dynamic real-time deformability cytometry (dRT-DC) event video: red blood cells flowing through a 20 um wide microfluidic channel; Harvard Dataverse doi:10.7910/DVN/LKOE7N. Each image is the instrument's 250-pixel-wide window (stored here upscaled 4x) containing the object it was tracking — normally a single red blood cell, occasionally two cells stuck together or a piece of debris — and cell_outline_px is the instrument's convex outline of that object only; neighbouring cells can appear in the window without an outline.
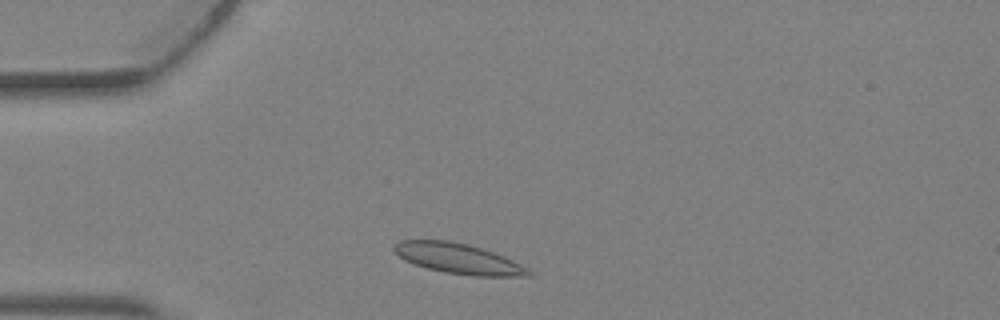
{"species": "Egyptian fruit bat (a non-hibernating species)", "species_latin": "Rousettus aegyptiacus", "temperature_condition": "warm", "stored_images_in_passage": 1, "camera_frame_rate_fps": 3000, "um_per_image_px": 0.085, "animal": {"sex": "female"}, "frame": {"image": 1, "passage_image": 1, "time_ms": 0.0, "image_size_px": [1000, 320], "cell_outline_px": [[532, 276], [472, 276], [444, 272], [428, 268], [404, 260], [392, 248], [392, 244], [400, 240], [448, 240], [468, 244], [504, 256], [528, 268], [532, 272]], "centroid_in_image_um": [38.95, 21.98], "position_along_channel_um": 46.1, "area_um2": 23.64}}